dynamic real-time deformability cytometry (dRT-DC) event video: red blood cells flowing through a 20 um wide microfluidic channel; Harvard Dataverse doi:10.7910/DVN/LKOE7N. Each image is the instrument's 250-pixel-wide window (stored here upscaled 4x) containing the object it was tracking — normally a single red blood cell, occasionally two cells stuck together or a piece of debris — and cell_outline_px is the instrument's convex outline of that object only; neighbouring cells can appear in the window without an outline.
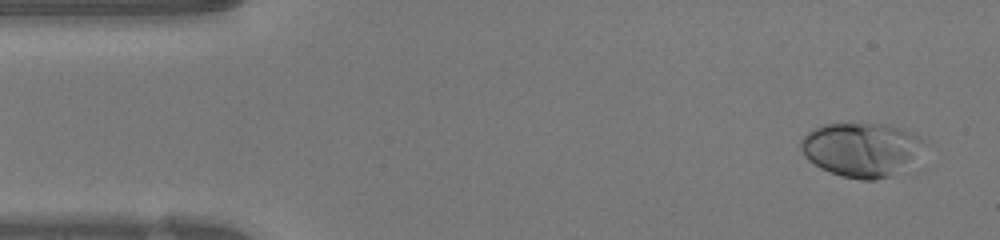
{"species": "human", "species_latin": "Homo sapiens", "temperature_condition": "warm", "stored_images_in_passage": 45, "camera_frame_rate_fps": 3000, "um_per_image_px": 0.085, "donor": {"sex": "female"}, "frame": {"image": 1, "passage_image": 1, "time_ms": 0.0, "image_size_px": [1000, 240], "cell_outline_px": [[932, 144], [892, 176], [872, 180], [860, 180], [840, 176], [828, 172], [820, 168], [808, 160], [804, 156], [800, 148], [800, 140], [808, 132], [824, 124], [888, 124], [904, 128], [928, 136]], "centroid_in_image_um": [73.32, 12.69], "position_along_channel_um": 11.7, "area_um2": 39.88}}
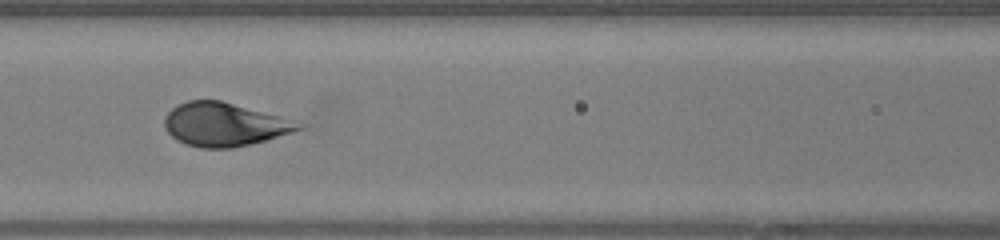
{"frame": {"image": 2, "passage_image": 18, "time_ms": 5.667, "image_size_px": [1000, 240], "cell_outline_px": [[308, 124], [304, 128], [292, 132], [252, 144], [232, 148], [200, 148], [184, 144], [176, 140], [164, 128], [164, 116], [176, 104], [188, 100], [220, 100], [280, 116]], "centroid_in_image_um": [19.06, 10.58], "position_along_channel_um": 147.5, "area_um2": 34.22}}
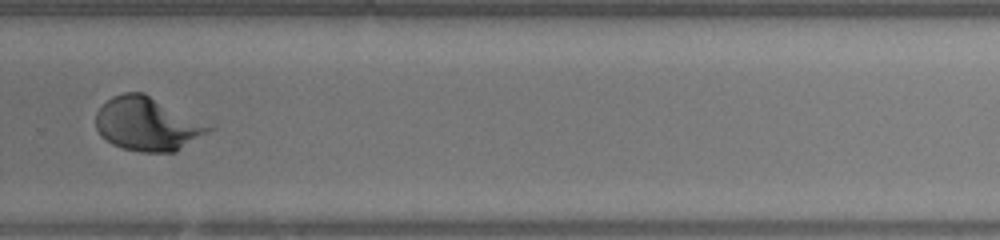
{"frame": {"image": 3, "passage_image": 30, "time_ms": 9.667, "image_size_px": [1000, 240], "cell_outline_px": [[216, 128], [176, 152], [140, 152], [124, 148], [112, 144], [100, 136], [96, 128], [96, 112], [112, 96], [124, 92], [144, 92], [216, 124]], "centroid_in_image_um": [12.63, 10.52], "position_along_channel_um": 317.2, "area_um2": 36.3}}